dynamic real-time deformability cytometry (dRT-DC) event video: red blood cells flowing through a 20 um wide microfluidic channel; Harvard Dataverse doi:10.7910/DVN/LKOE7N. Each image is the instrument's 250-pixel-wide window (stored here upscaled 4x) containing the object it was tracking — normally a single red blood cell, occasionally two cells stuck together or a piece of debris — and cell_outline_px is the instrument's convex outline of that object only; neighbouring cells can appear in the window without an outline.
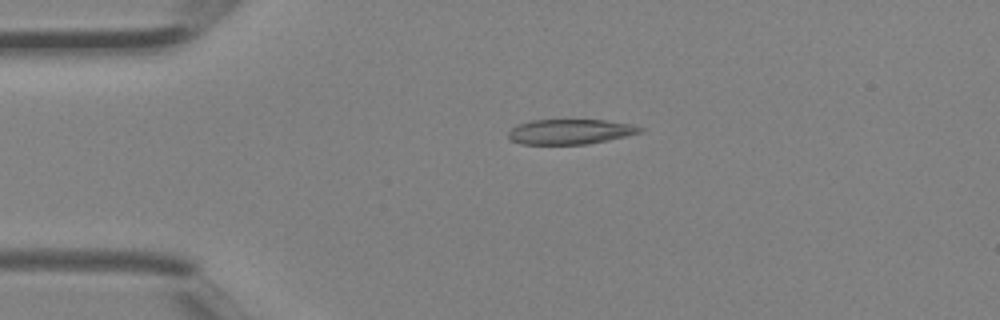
{"species": "Egyptian fruit bat (a non-hibernating species)", "species_latin": "Rousettus aegyptiacus", "temperature_condition": "room temperature", "stored_images_in_passage": 2, "camera_frame_rate_fps": 3000, "um_per_image_px": 0.085, "animal": {"sex": "female"}, "frame": {"image": 1, "passage_image": 2, "time_ms": 0.333, "image_size_px": [1000, 320], "cell_outline_px": [[644, 128], [640, 132], [608, 140], [588, 144], [520, 144], [512, 140], [508, 136], [508, 132], [516, 124], [532, 120], [604, 120], [632, 124]], "centroid_in_image_um": [48.44, 11.19], "position_along_channel_um": 36.6, "area_um2": 19.13}}